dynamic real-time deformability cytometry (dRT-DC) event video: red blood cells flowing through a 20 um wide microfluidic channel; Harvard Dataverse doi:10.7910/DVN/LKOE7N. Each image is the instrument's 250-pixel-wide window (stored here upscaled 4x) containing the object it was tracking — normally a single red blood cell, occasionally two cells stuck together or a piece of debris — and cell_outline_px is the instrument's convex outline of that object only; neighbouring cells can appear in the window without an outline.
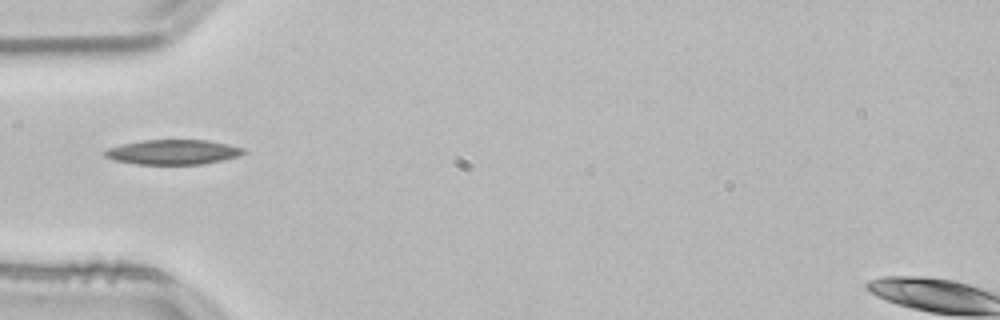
{"species": "common noctule bat (a hibernating species)", "species_latin": "Nyctalus noctula", "temperature_condition": "room temperature", "stored_images_in_passage": 37, "camera_frame_rate_fps": 3000, "um_per_image_px": 0.085, "animal": {"sex": "male", "body_mass_g": 21.5, "forearm_length_mm": 52.0}, "frame": {"image": 1, "passage_image": 1, "time_ms": 0.0, "image_size_px": [1000, 320], "cell_outline_px": [[248, 152], [240, 156], [224, 160], [200, 164], [136, 164], [112, 160], [104, 156], [100, 152], [108, 148], [124, 144], [144, 140], [208, 140], [228, 144], [244, 148]], "centroid_in_image_um": [14.72, 12.93], "position_along_channel_um": 70.3, "area_um2": 20.23}}
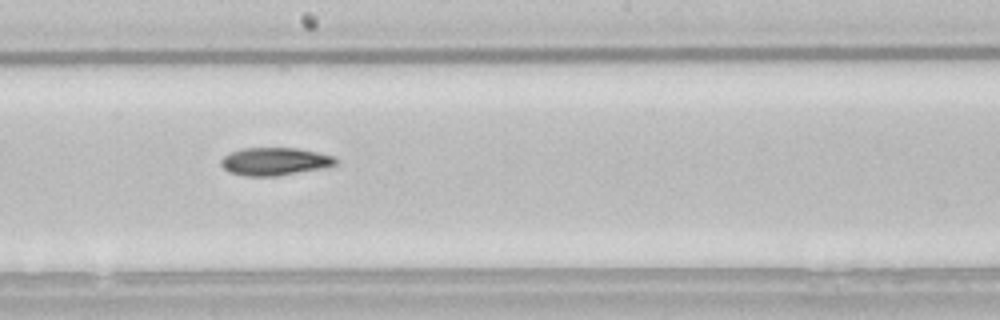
{"frame": {"image": 2, "passage_image": 13, "time_ms": 4.0, "image_size_px": [1000, 320], "cell_outline_px": [[340, 160], [336, 164], [320, 168], [280, 176], [244, 176], [228, 172], [220, 164], [220, 160], [224, 156], [232, 152], [244, 148], [296, 148], [336, 156]], "centroid_in_image_um": [23.36, 13.73], "position_along_channel_um": 224.8, "area_um2": 18.61}}
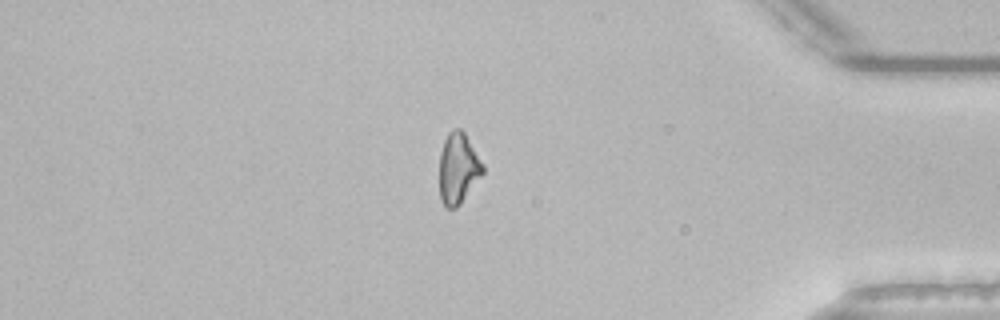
{"frame": {"image": 3, "passage_image": 29, "time_ms": 9.333, "image_size_px": [1000, 320], "cell_outline_px": [[484, 172], [460, 204], [456, 208], [448, 208], [440, 200], [440, 152], [444, 140], [448, 132], [452, 128], [460, 128], [464, 132], [484, 164]], "centroid_in_image_um": [38.94, 14.29], "position_along_channel_um": 396.3, "area_um2": 17.92}, "authors_computed_cell_mechanics": {"area_um2": 18.496, "velocity_mm_per_s": 3.8344, "shape_relaxation_time_tau1_ms": 9.1606, "shape_relaxation_time_tau2_ms": null, "deformation_change_tau1": 0.1976, "deformation_change_tau2": null}}